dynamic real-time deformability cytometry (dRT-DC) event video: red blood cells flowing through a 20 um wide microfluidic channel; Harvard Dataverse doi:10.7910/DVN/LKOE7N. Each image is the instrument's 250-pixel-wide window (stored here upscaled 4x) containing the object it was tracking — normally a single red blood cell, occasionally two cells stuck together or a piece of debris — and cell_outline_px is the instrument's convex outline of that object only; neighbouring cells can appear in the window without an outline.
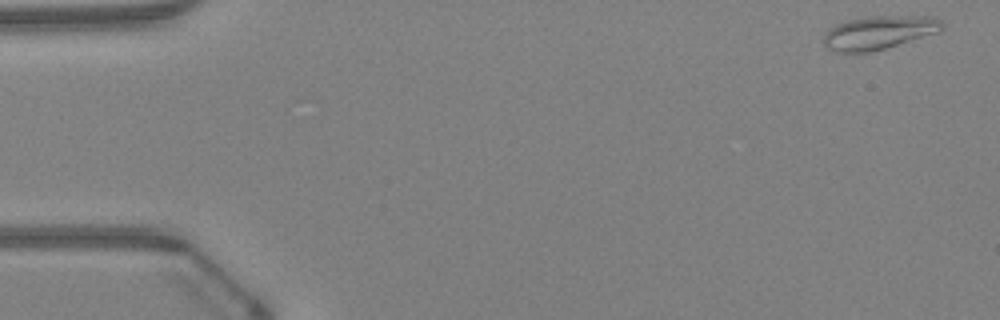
{"species": "Egyptian fruit bat (a non-hibernating species)", "species_latin": "Rousettus aegyptiacus", "temperature_condition": "warm", "stored_images_in_passage": 12, "camera_frame_rate_fps": 3000, "um_per_image_px": 0.085, "animal": {"sex": "female"}, "frame": {"image": 1, "passage_image": 1, "time_ms": 0.0, "image_size_px": [1000, 320], "cell_outline_px": [[944, 28], [936, 32], [884, 48], [868, 52], [832, 52], [824, 48], [824, 32], [828, 28], [836, 24], [848, 20], [868, 16], [936, 16], [944, 20]], "centroid_in_image_um": [74.67, 2.75], "position_along_channel_um": 10.3, "area_um2": 23.18}}